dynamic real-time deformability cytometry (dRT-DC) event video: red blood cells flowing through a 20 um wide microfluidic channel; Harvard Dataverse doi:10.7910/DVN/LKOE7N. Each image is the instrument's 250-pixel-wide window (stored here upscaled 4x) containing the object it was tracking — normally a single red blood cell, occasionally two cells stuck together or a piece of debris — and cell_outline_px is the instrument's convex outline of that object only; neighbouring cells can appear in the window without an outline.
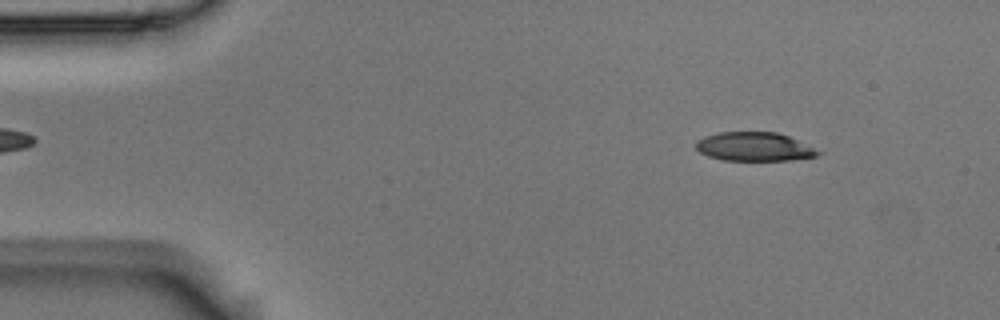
{"species": "Egyptian fruit bat (a non-hibernating species)", "species_latin": "Rousettus aegyptiacus", "temperature_condition": "room temperature", "stored_images_in_passage": 54, "camera_frame_rate_fps": 3000, "um_per_image_px": 0.085, "animal": {"sex": "male"}, "frame": {"image": 1, "passage_image": 6, "time_ms": 1.667, "image_size_px": [1000, 320], "cell_outline_px": [[824, 152], [816, 156], [792, 160], [720, 160], [708, 156], [700, 152], [696, 148], [696, 140], [704, 136], [720, 132], [776, 132], [788, 136]], "centroid_in_image_um": [64.11, 12.47], "position_along_channel_um": 20.9, "area_um2": 20.52}}
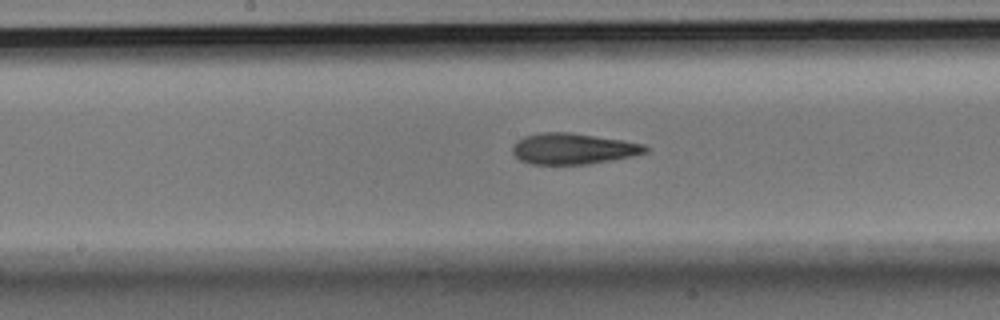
{"frame": {"image": 2, "passage_image": 27, "time_ms": 8.667, "image_size_px": [1000, 320], "cell_outline_px": [[648, 152], [632, 156], [588, 164], [532, 164], [520, 160], [512, 152], [512, 148], [524, 136], [544, 132], [568, 132], [624, 140], [644, 144], [648, 148]], "centroid_in_image_um": [48.74, 12.64], "position_along_channel_um": 199.5, "area_um2": 23.76}}
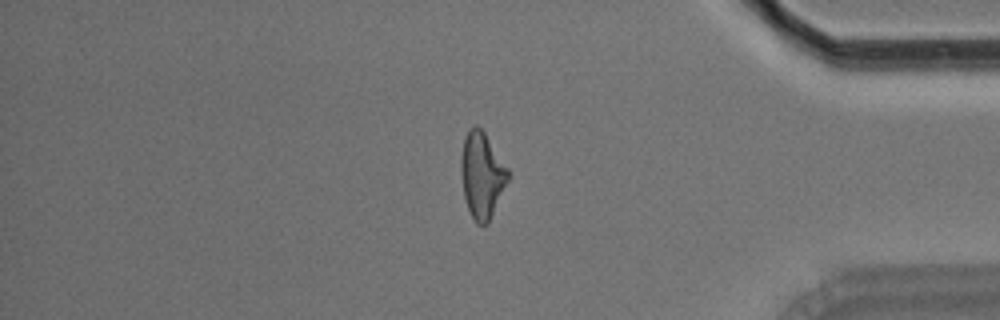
{"frame": {"image": 3, "passage_image": 45, "time_ms": 14.667, "image_size_px": [1000, 320], "cell_outline_px": [[512, 176], [488, 224], [476, 224], [468, 208], [464, 196], [460, 172], [460, 156], [464, 136], [476, 124], [484, 132], [512, 172]], "centroid_in_image_um": [41.0, 14.89], "position_along_channel_um": 394.2, "area_um2": 24.1}, "authors_computed_cell_mechanics": {"area_um2": 23.6402, "velocity_mm_per_s": 3.7028, "shape_relaxation_time_tau1_ms": 9.447, "shape_relaxation_time_tau2_ms": 4.5252, "deformation_change_tau1": 0.2443, "deformation_change_tau2": 0.1588}}